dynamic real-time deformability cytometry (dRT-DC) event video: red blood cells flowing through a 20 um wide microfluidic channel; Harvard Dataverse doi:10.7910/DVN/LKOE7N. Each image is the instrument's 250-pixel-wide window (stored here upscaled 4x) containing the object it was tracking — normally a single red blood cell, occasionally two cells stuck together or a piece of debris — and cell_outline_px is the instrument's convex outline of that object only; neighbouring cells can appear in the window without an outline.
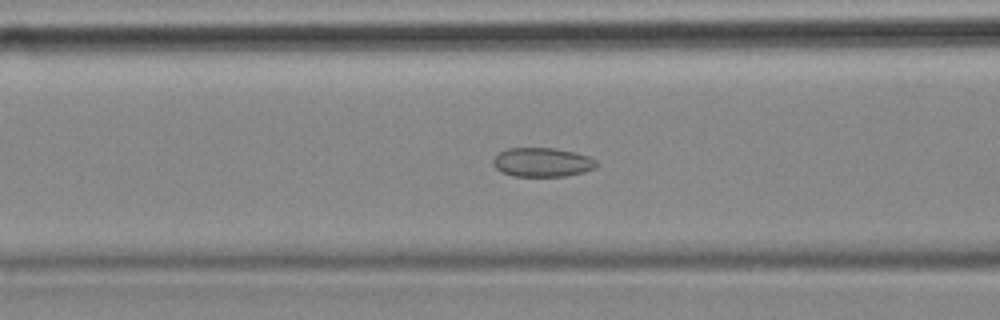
{"species": "common noctule bat (a hibernating species)", "species_latin": "Nyctalus noctula", "temperature_condition": "cold", "stored_images_in_passage": 56, "camera_frame_rate_fps": 3000, "um_per_image_px": 0.085, "animal": {"sex": "female", "body_mass_g": 18.4}, "frame": {"image": 1, "passage_image": 22, "time_ms": 7.0, "image_size_px": [1000, 320], "cell_outline_px": [[596, 168], [584, 172], [564, 176], [512, 176], [500, 172], [492, 164], [492, 160], [500, 152], [508, 148], [556, 148], [588, 156], [596, 160]], "centroid_in_image_um": [46.07, 13.8], "position_along_channel_um": 120.5, "area_um2": 17.51}}
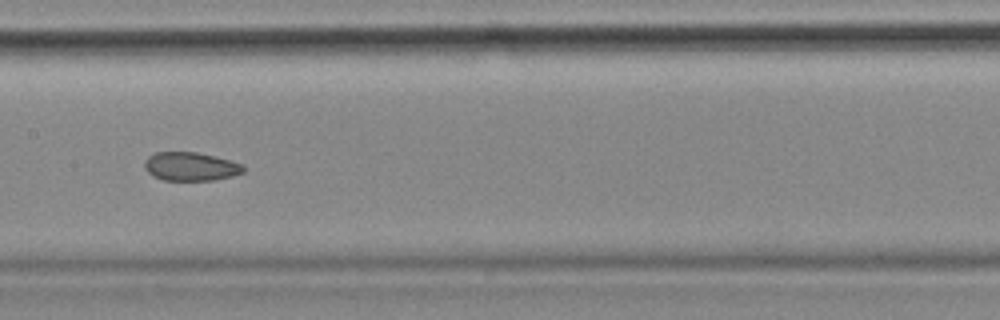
{"frame": {"image": 2, "passage_image": 28, "time_ms": 9.0, "image_size_px": [1000, 320], "cell_outline_px": [[244, 172], [232, 176], [216, 180], [164, 180], [152, 176], [144, 168], [144, 160], [148, 156], [156, 152], [196, 152], [216, 156], [244, 164]], "centroid_in_image_um": [16.21, 14.15], "position_along_channel_um": 191.2, "area_um2": 16.65}}
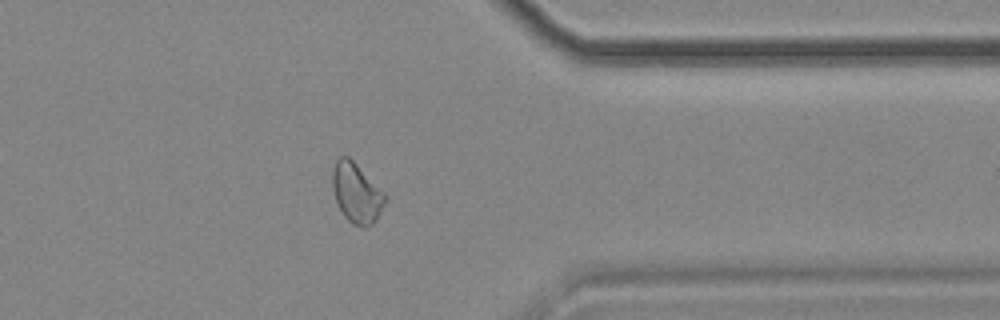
{"frame": {"image": 3, "passage_image": 45, "time_ms": 14.667, "image_size_px": [1000, 320], "cell_outline_px": [[388, 200], [376, 220], [372, 224], [364, 228], [360, 228], [352, 224], [344, 216], [336, 200], [332, 188], [332, 168], [336, 160], [340, 156], [348, 156], [388, 196]], "centroid_in_image_um": [30.32, 16.43], "position_along_channel_um": 381.1, "area_um2": 18.5}, "authors_computed_cell_mechanics": {"area_um2": 18.3804, "velocity_mm_per_s": 3.5397, "shape_relaxation_time_tau1_ms": null, "shape_relaxation_time_tau2_ms": 2.3846, "deformation_change_tau1": null, "deformation_change_tau2": 0.0641}}